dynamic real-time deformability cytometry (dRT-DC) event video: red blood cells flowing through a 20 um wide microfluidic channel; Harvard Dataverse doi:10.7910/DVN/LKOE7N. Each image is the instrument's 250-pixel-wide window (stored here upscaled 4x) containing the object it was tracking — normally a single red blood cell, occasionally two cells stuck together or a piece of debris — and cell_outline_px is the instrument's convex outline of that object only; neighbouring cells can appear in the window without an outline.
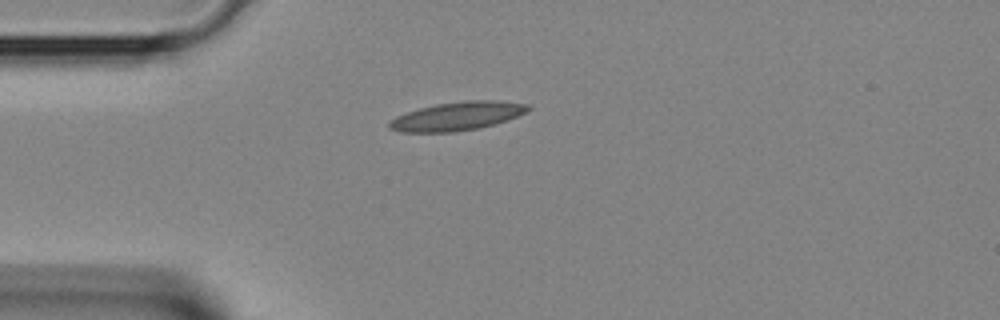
{"species": "Egyptian fruit bat (a non-hibernating species)", "species_latin": "Rousettus aegyptiacus", "temperature_condition": "room temperature", "stored_images_in_passage": 2, "segment_of_instrument_passage": [1, 2], "camera_frame_rate_fps": 3000, "um_per_image_px": 0.085, "animal": {"sex": "female"}, "frame": {"image": 1, "passage_image": 1, "time_ms": 0.0, "image_size_px": [1000, 320], "cell_outline_px": [[532, 108], [528, 112], [496, 124], [476, 128], [452, 132], [400, 132], [388, 128], [388, 120], [396, 116], [420, 108], [436, 104], [464, 100], [496, 100], [528, 104]], "centroid_in_image_um": [38.87, 9.87], "position_along_channel_um": 46.1, "area_um2": 23.18}}